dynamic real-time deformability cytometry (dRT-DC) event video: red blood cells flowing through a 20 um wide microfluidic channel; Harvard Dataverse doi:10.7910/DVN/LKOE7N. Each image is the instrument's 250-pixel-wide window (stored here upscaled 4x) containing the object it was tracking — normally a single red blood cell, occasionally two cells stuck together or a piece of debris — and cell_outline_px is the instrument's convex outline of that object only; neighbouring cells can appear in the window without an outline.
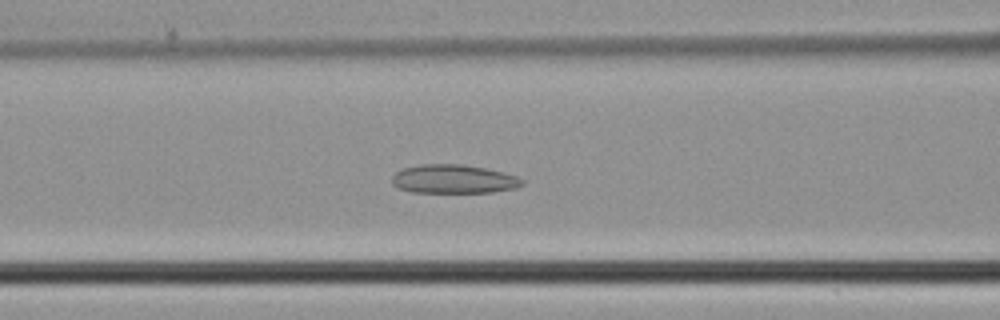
{"species": "common noctule bat (a hibernating species)", "species_latin": "Nyctalus noctula", "temperature_condition": "cold", "stored_images_in_passage": 47, "camera_frame_rate_fps": 3000, "um_per_image_px": 0.085, "animal": {"sex": "male", "body_mass_g": 21.5, "forearm_length_mm": 52.0}, "frame": {"image": 1, "passage_image": 20, "time_ms": 6.333, "image_size_px": [1000, 320], "cell_outline_px": [[524, 184], [516, 188], [492, 192], [412, 192], [400, 188], [392, 184], [392, 176], [396, 172], [404, 168], [420, 164], [460, 164], [484, 168], [516, 176], [524, 180]], "centroid_in_image_um": [38.55, 15.22], "position_along_channel_um": 128.1, "area_um2": 21.62}}
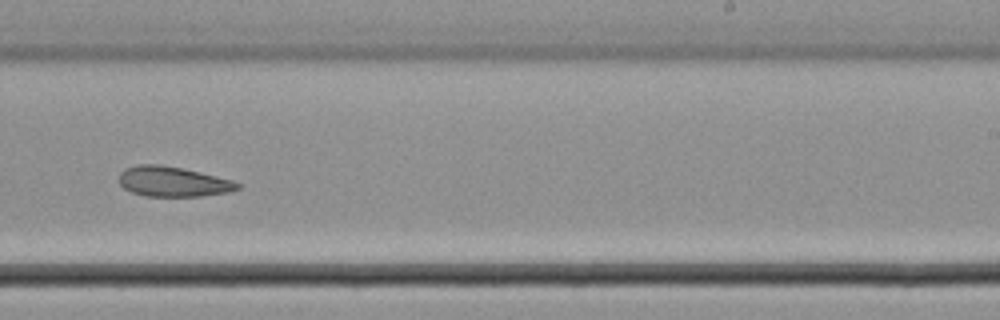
{"frame": {"image": 2, "passage_image": 30, "time_ms": 9.667, "image_size_px": [1000, 320], "cell_outline_px": [[240, 188], [228, 192], [200, 196], [144, 196], [132, 192], [124, 188], [120, 184], [120, 172], [124, 168], [140, 164], [160, 164], [184, 168], [232, 180], [240, 184]], "centroid_in_image_um": [14.68, 15.43], "position_along_channel_um": 274.3, "area_um2": 20.75}}
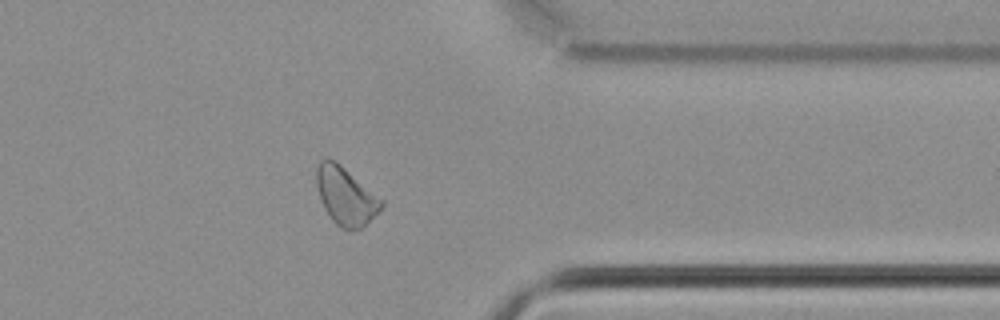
{"frame": {"image": 3, "passage_image": 38, "time_ms": 12.333, "image_size_px": [1000, 320], "cell_outline_px": [[384, 204], [360, 228], [348, 232], [336, 224], [332, 220], [324, 208], [320, 200], [316, 184], [316, 168], [320, 160], [332, 160], [340, 164], [384, 200]], "centroid_in_image_um": [29.36, 16.67], "position_along_channel_um": 382.0, "area_um2": 21.56}}